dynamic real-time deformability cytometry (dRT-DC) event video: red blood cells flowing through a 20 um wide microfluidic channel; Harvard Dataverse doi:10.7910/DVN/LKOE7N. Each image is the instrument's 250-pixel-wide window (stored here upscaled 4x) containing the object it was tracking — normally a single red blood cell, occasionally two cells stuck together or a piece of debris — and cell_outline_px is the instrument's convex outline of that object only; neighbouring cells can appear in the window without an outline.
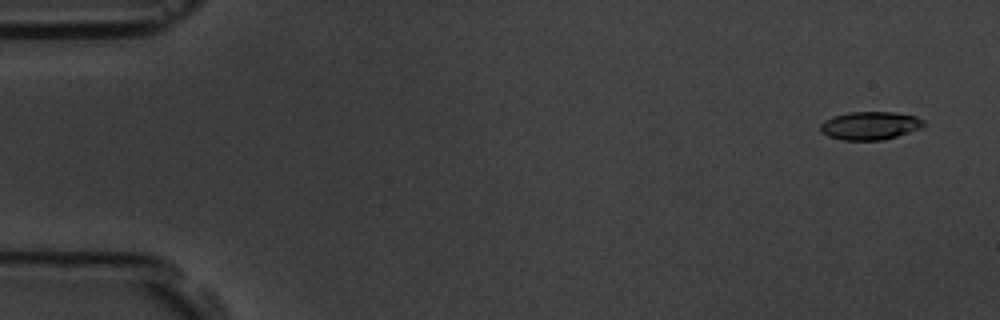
{"species": "common noctule bat (a hibernating species)", "species_latin": "Nyctalus noctula", "temperature_condition": "room temperature", "stored_images_in_passage": 56, "camera_frame_rate_fps": 3000, "um_per_image_px": 0.085, "animal": {"sex": "male", "body_mass_g": 19.5, "forearm_length_mm": 54.6}, "frame": {"image": 1, "passage_image": 3, "time_ms": 0.667, "image_size_px": [1000, 320], "cell_outline_px": [[924, 124], [920, 128], [884, 140], [844, 140], [828, 136], [820, 132], [820, 124], [824, 120], [832, 116], [848, 112], [892, 112], [916, 116], [924, 120]], "centroid_in_image_um": [73.91, 10.67], "position_along_channel_um": 11.1, "area_um2": 16.94}}
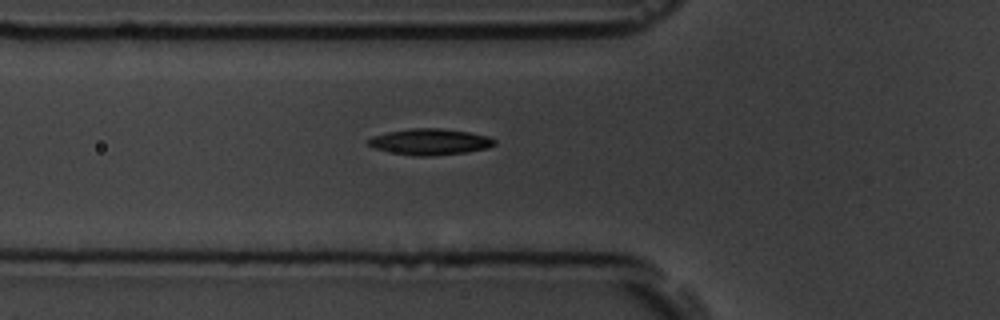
{"frame": {"image": 2, "passage_image": 20, "time_ms": 6.333, "image_size_px": [1000, 320], "cell_outline_px": [[496, 144], [488, 148], [464, 152], [428, 156], [412, 156], [388, 152], [376, 148], [368, 144], [368, 140], [372, 136], [388, 132], [408, 128], [440, 128], [468, 132], [488, 136], [496, 140]], "centroid_in_image_um": [36.54, 12.05], "position_along_channel_um": 89.3, "area_um2": 19.19}}
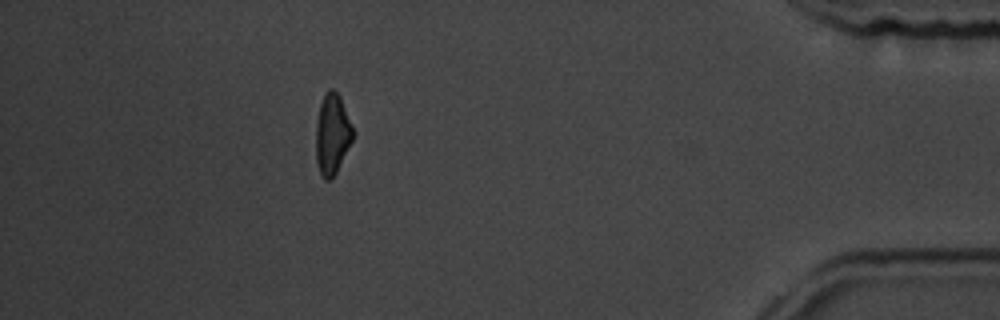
{"frame": {"image": 3, "passage_image": 50, "time_ms": 16.333, "image_size_px": [1000, 320], "cell_outline_px": [[352, 140], [336, 172], [328, 180], [324, 180], [320, 172], [316, 160], [316, 124], [320, 104], [324, 92], [328, 88], [332, 88], [340, 96], [352, 128]], "centroid_in_image_um": [28.21, 11.37], "position_along_channel_um": 407.0, "area_um2": 16.99}, "authors_computed_cell_mechanics": {"area_um2": 17.8024, "velocity_mm_per_s": 3.6934, "shape_relaxation_time_tau1_ms": 3.7311, "shape_relaxation_time_tau2_ms": 6.0236, "deformation_change_tau1": 0.159, "deformation_change_tau2": 0.126}}